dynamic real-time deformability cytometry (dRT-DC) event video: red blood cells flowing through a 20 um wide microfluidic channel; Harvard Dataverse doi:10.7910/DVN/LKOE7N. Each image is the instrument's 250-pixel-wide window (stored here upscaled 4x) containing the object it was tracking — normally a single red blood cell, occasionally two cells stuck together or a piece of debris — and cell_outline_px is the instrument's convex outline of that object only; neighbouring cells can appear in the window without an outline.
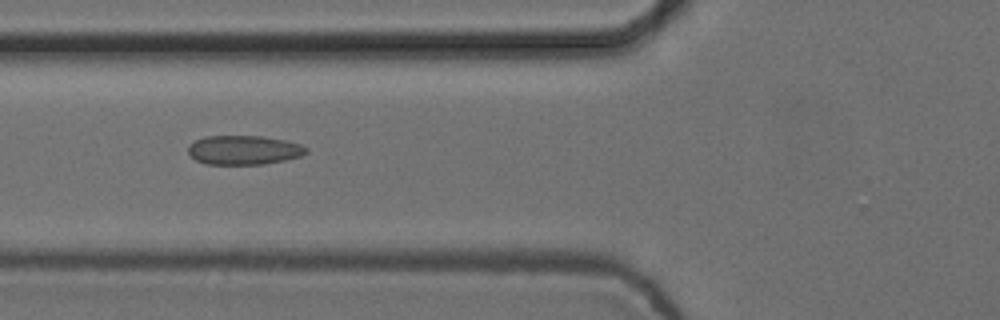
{"species": "common noctule bat (a hibernating species)", "species_latin": "Nyctalus noctula", "temperature_condition": "cold", "stored_images_in_passage": 7, "camera_frame_rate_fps": 3000, "um_per_image_px": 0.085, "animal": {"sex": "female", "body_mass_g": 24.6, "forearm_length_mm": 56.2}, "frame": {"image": 1, "passage_image": 6, "time_ms": 1.667, "image_size_px": [1000, 320], "cell_outline_px": [[308, 152], [300, 156], [284, 160], [264, 164], [204, 164], [196, 160], [188, 152], [188, 144], [204, 136], [260, 136], [284, 140], [300, 144], [308, 148]], "centroid_in_image_um": [20.71, 12.75], "position_along_channel_um": 105.1, "area_um2": 20.06}}
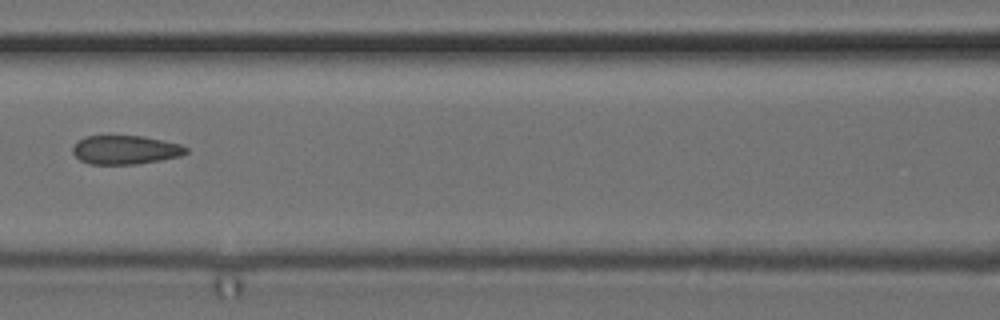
{"frame": {"image": 2, "passage_image": 7, "time_ms": 2.0, "image_size_px": [1000, 320], "cell_outline_px": [[188, 152], [180, 156], [160, 160], [136, 164], [88, 164], [80, 160], [72, 152], [72, 148], [84, 136], [144, 136], [180, 144], [188, 148]], "centroid_in_image_um": [10.66, 12.74], "position_along_channel_um": 155.9, "area_um2": 18.96}}